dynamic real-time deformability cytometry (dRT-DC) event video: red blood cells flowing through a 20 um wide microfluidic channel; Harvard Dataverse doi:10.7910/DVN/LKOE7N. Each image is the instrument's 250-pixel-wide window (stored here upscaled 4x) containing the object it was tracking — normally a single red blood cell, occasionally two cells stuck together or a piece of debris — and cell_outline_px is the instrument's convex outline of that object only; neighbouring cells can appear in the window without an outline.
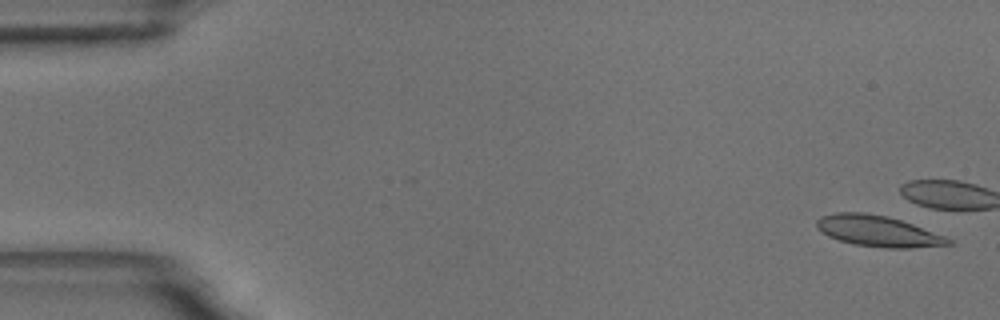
{"species": "common noctule bat (a hibernating species)", "species_latin": "Nyctalus noctula", "temperature_condition": "room temperature", "stored_images_in_passage": 6, "camera_frame_rate_fps": 3000, "um_per_image_px": 0.085, "animal": {"sex": "male", "body_mass_g": 18.8}, "frame": {"image": 1, "passage_image": 1, "time_ms": 0.0, "image_size_px": [1000, 320], "cell_outline_px": [[956, 244], [912, 248], [888, 248], [852, 244], [828, 236], [820, 232], [816, 228], [816, 220], [820, 216], [836, 212], [864, 212], [888, 216], [912, 224], [944, 236], [952, 240]], "centroid_in_image_um": [74.6, 19.64], "position_along_channel_um": 10.4, "area_um2": 23.87}}
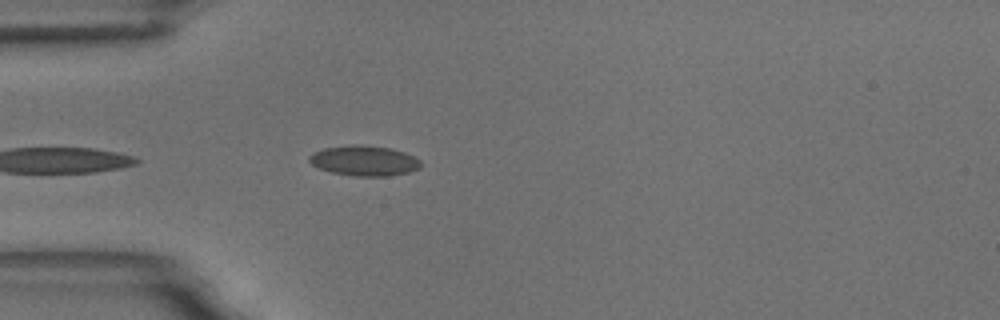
{"frame": {"image": 2, "passage_image": 6, "time_ms": 5.667, "image_size_px": [1000, 320], "cell_outline_px": [[420, 168], [408, 172], [388, 176], [352, 176], [332, 172], [320, 168], [312, 164], [308, 160], [308, 156], [312, 152], [324, 148], [352, 144], [364, 144], [392, 148], [404, 152], [420, 160]], "centroid_in_image_um": [30.94, 13.64], "position_along_channel_um": 54.1, "area_um2": 19.77}}